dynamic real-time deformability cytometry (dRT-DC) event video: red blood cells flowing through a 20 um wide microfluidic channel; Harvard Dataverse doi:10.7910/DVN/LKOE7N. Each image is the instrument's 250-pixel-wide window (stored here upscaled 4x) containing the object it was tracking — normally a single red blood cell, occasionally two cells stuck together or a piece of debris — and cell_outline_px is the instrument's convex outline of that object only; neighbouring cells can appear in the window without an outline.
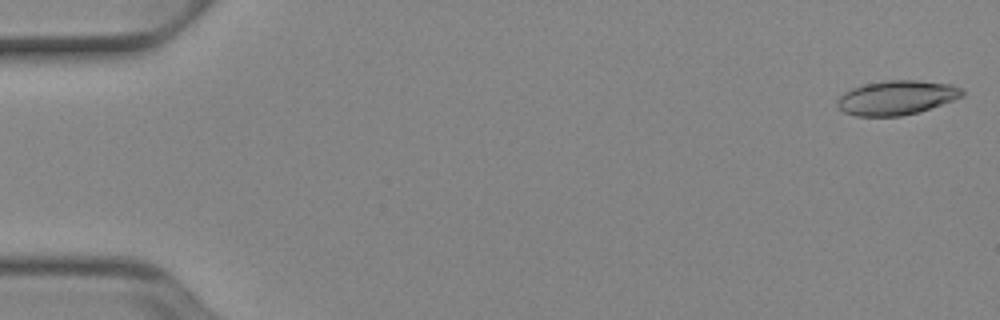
{"species": "Egyptian fruit bat (a non-hibernating species)", "species_latin": "Rousettus aegyptiacus", "temperature_condition": "cold", "stored_images_in_passage": 51, "camera_frame_rate_fps": 3000, "um_per_image_px": 0.085, "animal": {"sex": "female"}, "frame": {"image": 1, "passage_image": 1, "time_ms": 0.0, "image_size_px": [1000, 320], "cell_outline_px": [[964, 96], [920, 112], [900, 116], [856, 116], [844, 112], [836, 104], [836, 100], [844, 92], [852, 88], [868, 84], [888, 80], [916, 80], [952, 84], [960, 88], [964, 92]], "centroid_in_image_um": [76.22, 8.31], "position_along_channel_um": 8.8, "area_um2": 24.91}}
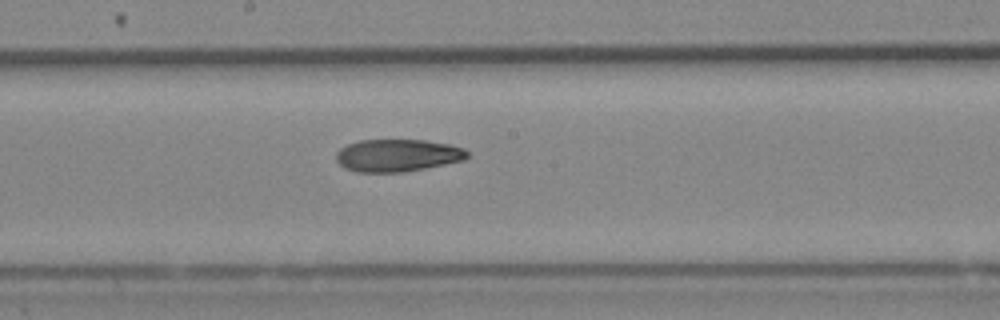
{"frame": {"image": 2, "passage_image": 28, "time_ms": 9.0, "image_size_px": [1000, 320], "cell_outline_px": [[468, 156], [464, 160], [424, 168], [400, 172], [356, 172], [344, 168], [336, 160], [336, 152], [340, 148], [348, 144], [360, 140], [424, 140], [448, 144], [464, 148], [468, 152]], "centroid_in_image_um": [33.76, 13.2], "position_along_channel_um": 214.4, "area_um2": 24.68}}
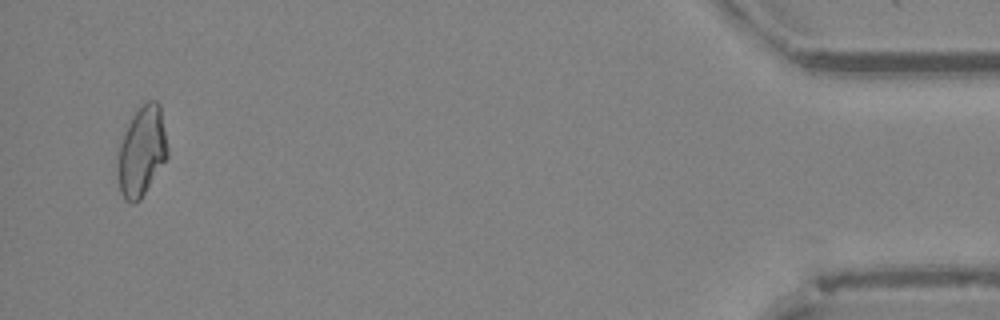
{"frame": {"image": 3, "passage_image": 50, "time_ms": 16.333, "image_size_px": [1000, 320], "cell_outline_px": [[168, 156], [140, 200], [136, 204], [132, 204], [124, 200], [120, 192], [116, 172], [116, 156], [120, 144], [128, 124], [132, 116], [148, 100], [156, 100], [160, 104], [168, 148]], "centroid_in_image_um": [12.02, 12.91], "position_along_channel_um": 423.2, "area_um2": 26.3}, "authors_computed_cell_mechanics": {"area_um2": 25.3742, "velocity_mm_per_s": 3.9234, "shape_relaxation_time_tau1_ms": null, "shape_relaxation_time_tau2_ms": 3.5514, "deformation_change_tau1": null, "deformation_change_tau2": 0.1166}}